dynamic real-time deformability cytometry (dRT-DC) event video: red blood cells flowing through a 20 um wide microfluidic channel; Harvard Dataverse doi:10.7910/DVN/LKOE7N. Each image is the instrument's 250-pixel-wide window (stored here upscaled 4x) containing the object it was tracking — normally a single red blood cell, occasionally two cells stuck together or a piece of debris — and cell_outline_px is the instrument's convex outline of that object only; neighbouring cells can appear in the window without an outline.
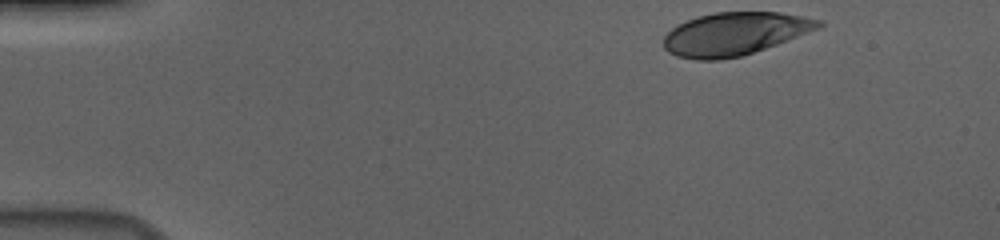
{"species": "human", "species_latin": "Homo sapiens", "temperature_condition": "cold", "stored_images_in_passage": 41, "camera_frame_rate_fps": 3000, "um_per_image_px": 0.085, "donor": {"sex": "male"}, "frame": {"image": 1, "passage_image": 1, "time_ms": 0.0, "image_size_px": [1000, 240], "cell_outline_px": [[824, 24], [820, 28], [776, 44], [740, 56], [716, 60], [696, 60], [676, 56], [668, 52], [664, 48], [664, 36], [672, 28], [696, 16], [716, 12], [780, 12], [804, 16], [824, 20]], "centroid_in_image_um": [62.46, 2.86], "position_along_channel_um": 22.5, "area_um2": 38.61}}
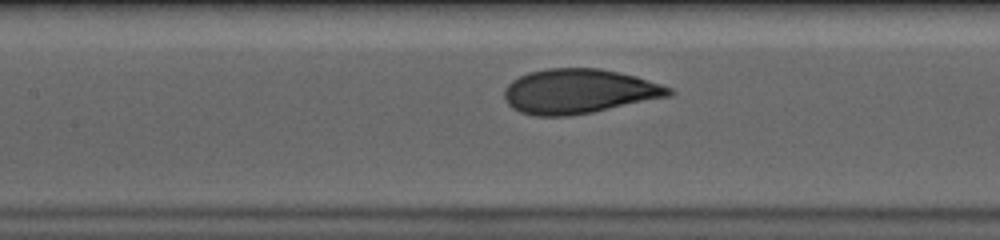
{"frame": {"image": 2, "passage_image": 20, "time_ms": 6.333, "image_size_px": [1000, 240], "cell_outline_px": [[676, 92], [672, 96], [592, 112], [568, 116], [536, 116], [520, 112], [512, 108], [508, 104], [504, 96], [504, 88], [512, 80], [528, 72], [548, 68], [600, 68], [636, 76], [672, 88]], "centroid_in_image_um": [49.21, 7.76], "position_along_channel_um": 158.2, "area_um2": 42.95}}
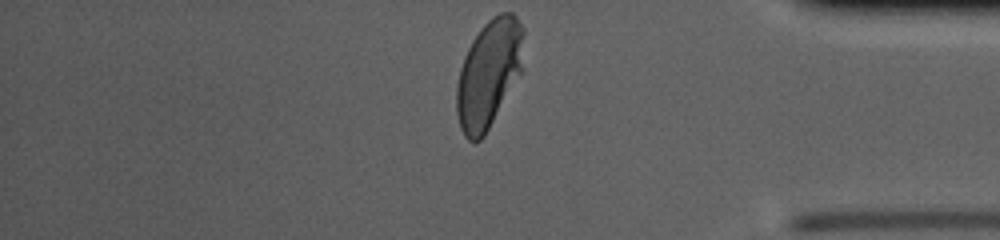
{"frame": {"image": 3, "passage_image": 41, "time_ms": 13.333, "image_size_px": [1000, 240], "cell_outline_px": [[524, 32], [520, 72], [484, 136], [480, 140], [468, 140], [464, 136], [460, 128], [456, 112], [456, 88], [460, 68], [464, 56], [472, 40], [480, 28], [492, 16], [500, 12], [512, 12], [516, 16], [524, 28]], "centroid_in_image_um": [41.52, 6.23], "position_along_channel_um": 393.7, "area_um2": 41.73}, "authors_computed_cell_mechanics": {"area_um2": 42.2518, "velocity_mm_per_s": 3.6706, "shape_relaxation_time_tau1_ms": 3.8547, "shape_relaxation_time_tau2_ms": null, "deformation_change_tau1": 0.1726, "deformation_change_tau2": null}}